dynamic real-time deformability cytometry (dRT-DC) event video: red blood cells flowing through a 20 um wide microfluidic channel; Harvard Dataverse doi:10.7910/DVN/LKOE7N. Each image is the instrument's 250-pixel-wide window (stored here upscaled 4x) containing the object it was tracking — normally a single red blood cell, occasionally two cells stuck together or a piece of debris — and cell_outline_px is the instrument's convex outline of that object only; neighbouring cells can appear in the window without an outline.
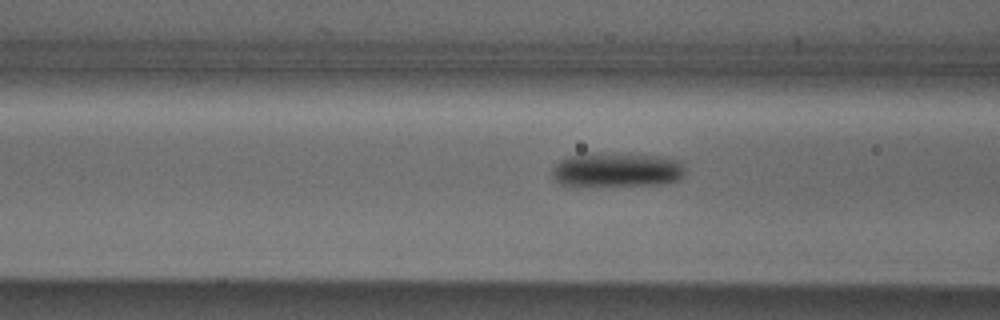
{"species": "Egyptian fruit bat (a non-hibernating species)", "species_latin": "Rousettus aegyptiacus", "temperature_condition": "cold", "stored_images_in_passage": 34, "camera_frame_rate_fps": 3000, "um_per_image_px": 0.085, "animal": {"sex": "male"}, "frame": {"image": 1, "passage_image": 12, "time_ms": 3.667, "image_size_px": [1000, 320], "cell_outline_px": [[684, 176], [676, 180], [664, 184], [576, 188], [560, 184], [552, 176], [552, 168], [560, 160], [568, 156], [584, 152], [664, 156], [680, 160], [684, 168]], "centroid_in_image_um": [52.37, 14.46], "position_along_channel_um": 114.2, "area_um2": 27.8}}
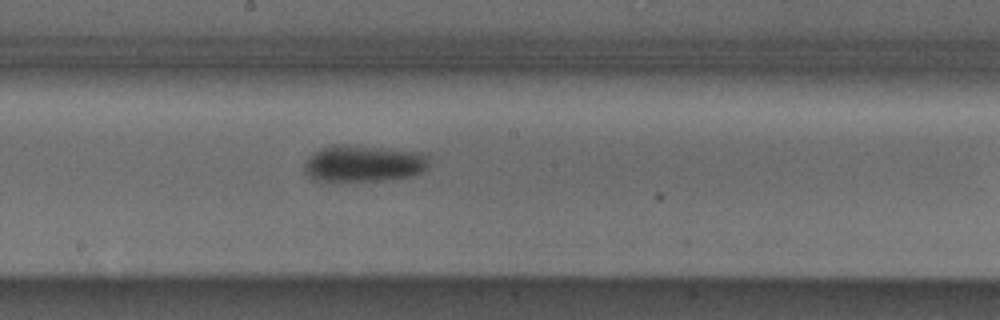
{"frame": {"image": 2, "passage_image": 20, "time_ms": 6.333, "image_size_px": [1000, 320], "cell_outline_px": [[428, 168], [412, 176], [380, 180], [316, 180], [304, 172], [304, 164], [308, 156], [320, 148], [332, 144], [344, 144], [428, 152]], "centroid_in_image_um": [30.93, 13.86], "position_along_channel_um": 217.3, "area_um2": 26.76}}
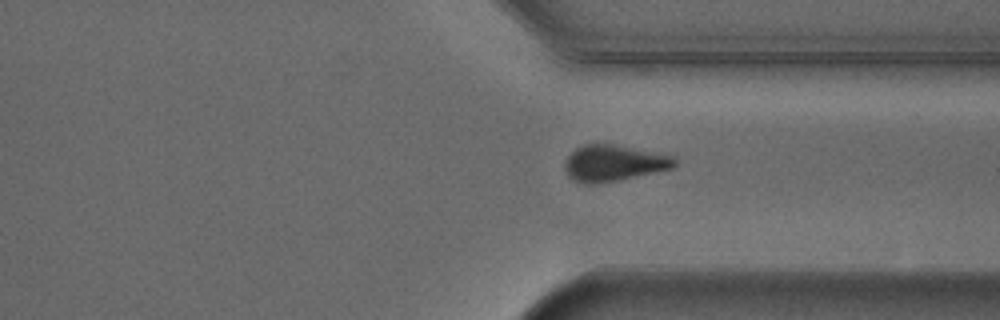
{"frame": {"image": 3, "passage_image": 31, "time_ms": 10.0, "image_size_px": [1000, 320], "cell_outline_px": [[676, 164], [672, 168], [636, 176], [596, 184], [584, 184], [568, 176], [564, 168], [564, 160], [580, 144], [612, 144], [672, 156], [676, 160]], "centroid_in_image_um": [52.1, 13.86], "position_along_channel_um": 359.3, "area_um2": 22.83}}